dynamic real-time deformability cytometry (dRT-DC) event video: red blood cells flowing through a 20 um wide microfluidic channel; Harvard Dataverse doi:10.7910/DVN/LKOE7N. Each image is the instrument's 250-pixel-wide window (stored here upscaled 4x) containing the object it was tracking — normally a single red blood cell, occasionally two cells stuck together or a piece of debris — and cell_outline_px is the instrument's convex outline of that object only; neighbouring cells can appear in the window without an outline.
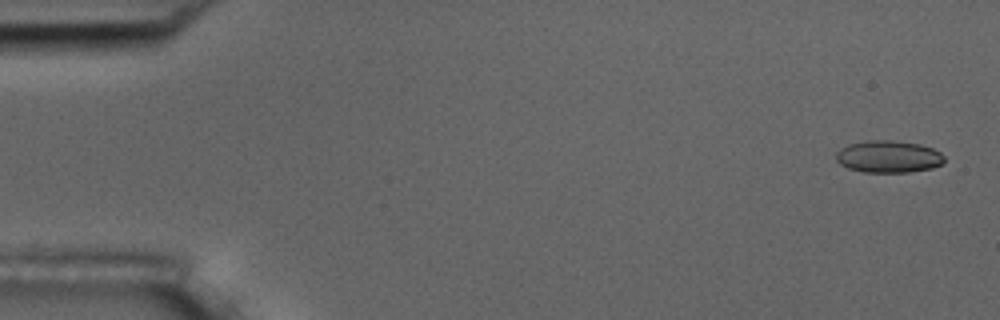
{"species": "common noctule bat (a hibernating species)", "species_latin": "Nyctalus noctula", "temperature_condition": "room temperature", "stored_images_in_passage": 7, "camera_frame_rate_fps": 3000, "um_per_image_px": 0.085, "animal": {"sex": "male", "body_mass_g": 17.5, "forearm_length_mm": 52.3}, "frame": {"image": 1, "passage_image": 1, "time_ms": 0.0, "image_size_px": [1000, 320], "cell_outline_px": [[944, 160], [940, 164], [932, 168], [908, 172], [864, 172], [848, 168], [840, 164], [836, 160], [836, 152], [840, 148], [848, 144], [868, 140], [892, 140], [920, 144], [932, 148], [940, 152], [944, 156]], "centroid_in_image_um": [75.49, 13.3], "position_along_channel_um": 9.5, "area_um2": 20.29}}
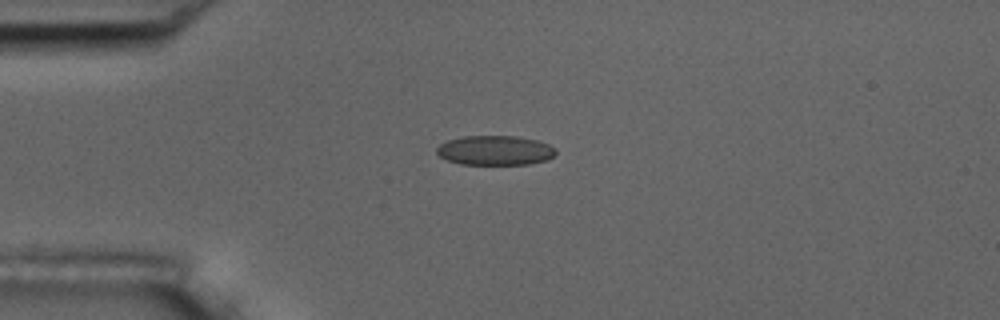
{"frame": {"image": 2, "passage_image": 4, "time_ms": 4.0, "image_size_px": [1000, 320], "cell_outline_px": [[556, 152], [548, 160], [528, 164], [460, 164], [448, 160], [440, 156], [436, 152], [436, 148], [440, 144], [448, 140], [464, 136], [516, 136], [536, 140], [548, 144], [556, 148]], "centroid_in_image_um": [42.08, 12.78], "position_along_channel_um": 42.9, "area_um2": 20.46}}